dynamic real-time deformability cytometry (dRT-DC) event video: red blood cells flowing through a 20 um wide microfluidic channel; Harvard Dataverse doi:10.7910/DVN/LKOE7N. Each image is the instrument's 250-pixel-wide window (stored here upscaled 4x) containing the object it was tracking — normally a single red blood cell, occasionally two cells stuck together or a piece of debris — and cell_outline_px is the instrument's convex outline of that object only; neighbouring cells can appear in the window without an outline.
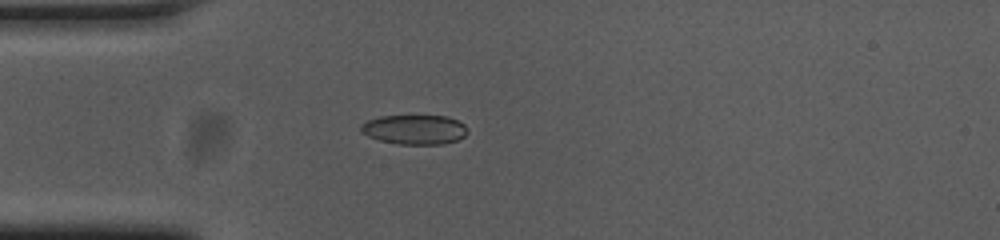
{"species": "common noctule bat (a hibernating species)", "species_latin": "Nyctalus noctula", "temperature_condition": "cold", "stored_images_in_passage": 40, "camera_frame_rate_fps": 3000, "um_per_image_px": 0.085, "animal": {"sex": "female", "body_mass_g": 23.0, "forearm_length_mm": 53.4}, "frame": {"image": 1, "passage_image": 1, "time_ms": 0.0, "image_size_px": [1000, 240], "cell_outline_px": [[468, 132], [464, 136], [456, 140], [444, 144], [396, 144], [380, 140], [368, 136], [360, 132], [360, 124], [368, 120], [380, 116], [448, 116], [464, 124], [468, 128]], "centroid_in_image_um": [35.23, 11.01], "position_along_channel_um": 49.8, "area_um2": 18.44}}
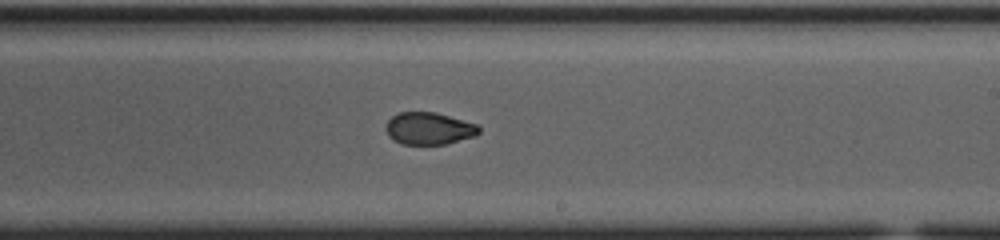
{"frame": {"image": 2, "passage_image": 18, "time_ms": 5.667, "image_size_px": [1000, 240], "cell_outline_px": [[480, 132], [476, 136], [448, 144], [404, 144], [388, 136], [384, 128], [388, 120], [392, 116], [400, 112], [436, 112], [476, 124], [480, 128]], "centroid_in_image_um": [36.47, 10.92], "position_along_channel_um": 252.5, "area_um2": 17.51}}
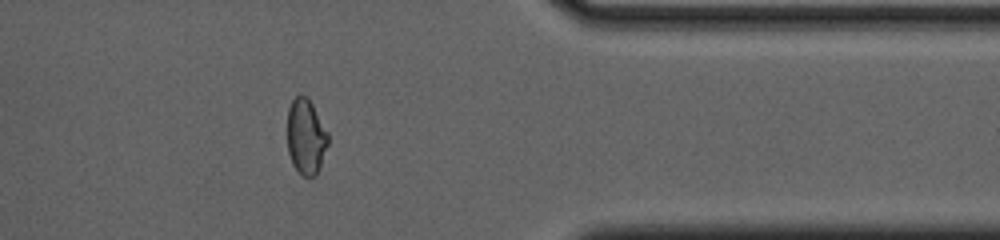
{"frame": {"image": 3, "passage_image": 30, "time_ms": 9.667, "image_size_px": [1000, 240], "cell_outline_px": [[328, 144], [316, 176], [300, 176], [292, 164], [288, 152], [288, 108], [292, 100], [300, 92], [308, 96], [328, 132]], "centroid_in_image_um": [26.0, 11.59], "position_along_channel_um": 385.4, "area_um2": 18.15}, "authors_computed_cell_mechanics": {"area_um2": 18.5249, "velocity_mm_per_s": 3.7479, "shape_relaxation_time_tau1_ms": null, "shape_relaxation_time_tau2_ms": 1.5973, "deformation_change_tau1": null, "deformation_change_tau2": 0.0548}}